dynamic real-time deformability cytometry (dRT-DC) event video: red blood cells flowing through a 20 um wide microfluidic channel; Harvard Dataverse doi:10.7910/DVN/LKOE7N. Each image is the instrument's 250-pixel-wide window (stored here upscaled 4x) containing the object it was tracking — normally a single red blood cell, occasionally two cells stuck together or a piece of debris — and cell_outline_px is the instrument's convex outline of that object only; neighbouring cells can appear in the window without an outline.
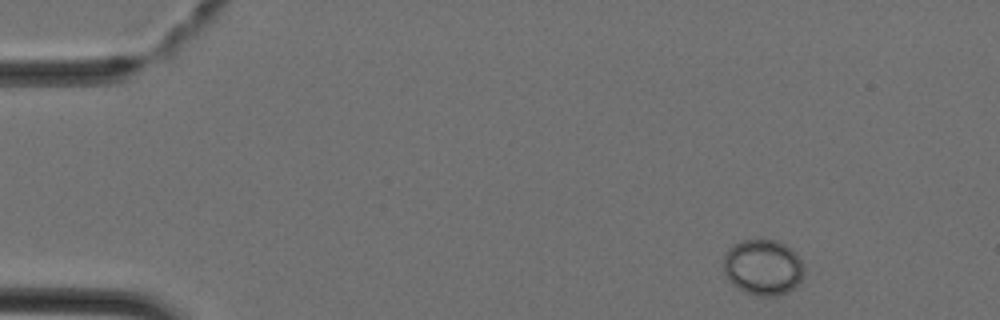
{"species": "Egyptian fruit bat (a non-hibernating species)", "species_latin": "Rousettus aegyptiacus", "temperature_condition": "cold", "stored_images_in_passage": 4, "camera_frame_rate_fps": 3000, "um_per_image_px": 0.085, "animal": {"sex": "female"}, "frame": {"image": 1, "passage_image": 1, "time_ms": 0.0, "image_size_px": [1000, 320], "cell_outline_px": [[804, 268], [800, 280], [792, 288], [776, 296], [756, 296], [744, 292], [736, 288], [728, 280], [724, 272], [724, 256], [728, 248], [740, 240], [776, 240], [784, 244], [796, 252]], "centroid_in_image_um": [64.81, 22.71], "position_along_channel_um": 20.2, "area_um2": 26.13}}
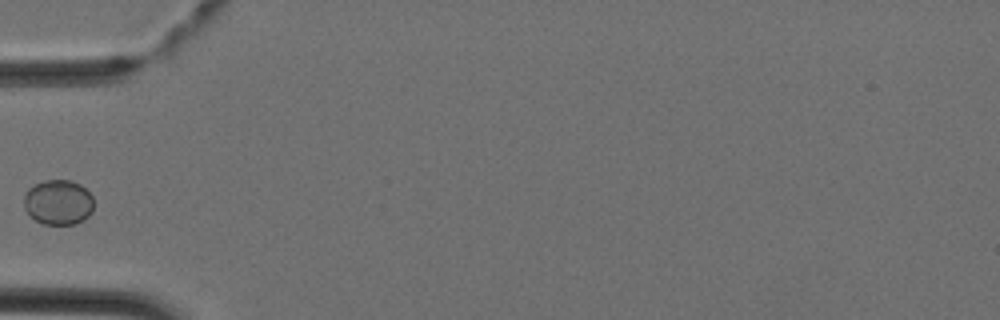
{"frame": {"image": 2, "passage_image": 4, "time_ms": 1.0, "image_size_px": [1000, 320], "cell_outline_px": [[92, 212], [84, 220], [76, 224], [44, 224], [36, 220], [24, 208], [24, 196], [28, 188], [44, 180], [68, 180], [80, 184], [92, 196]], "centroid_in_image_um": [4.95, 17.19], "position_along_channel_um": 80.0, "area_um2": 18.21}}